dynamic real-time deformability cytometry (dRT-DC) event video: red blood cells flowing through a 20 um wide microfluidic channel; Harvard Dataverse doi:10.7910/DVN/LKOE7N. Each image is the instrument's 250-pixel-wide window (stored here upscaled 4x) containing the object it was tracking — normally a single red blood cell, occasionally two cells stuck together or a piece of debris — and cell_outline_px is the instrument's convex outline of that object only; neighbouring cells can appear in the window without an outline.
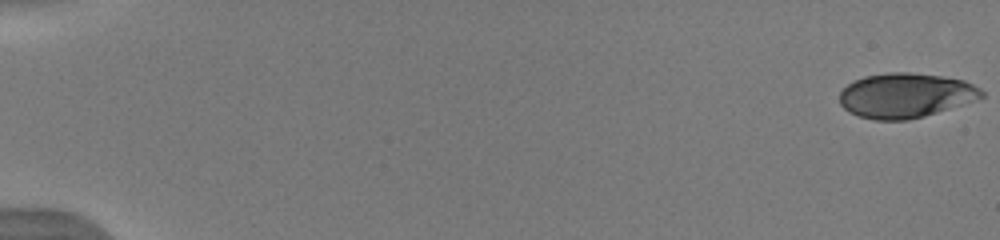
{"species": "human", "species_latin": "Homo sapiens", "temperature_condition": "warm", "stored_images_in_passage": 20, "camera_frame_rate_fps": 3000, "um_per_image_px": 0.085, "donor": {"sex": "male"}, "frame": {"image": 1, "passage_image": 1, "time_ms": 0.0, "image_size_px": [1000, 240], "cell_outline_px": [[984, 96], [924, 116], [908, 120], [872, 120], [848, 112], [840, 104], [840, 92], [848, 84], [864, 76], [888, 72], [912, 72], [940, 76], [964, 80], [980, 88], [984, 92]], "centroid_in_image_um": [76.93, 8.1], "position_along_channel_um": 8.1, "area_um2": 36.7}}
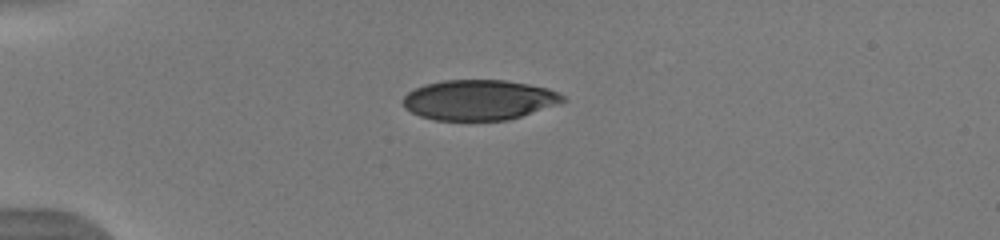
{"frame": {"image": 2, "passage_image": 11, "time_ms": 3.333, "image_size_px": [1000, 240], "cell_outline_px": [[568, 100], [508, 120], [432, 120], [420, 116], [404, 108], [400, 100], [408, 92], [424, 84], [444, 80], [504, 80], [528, 84], [548, 88], [564, 96]], "centroid_in_image_um": [40.66, 8.49], "position_along_channel_um": 44.3, "area_um2": 37.4}}
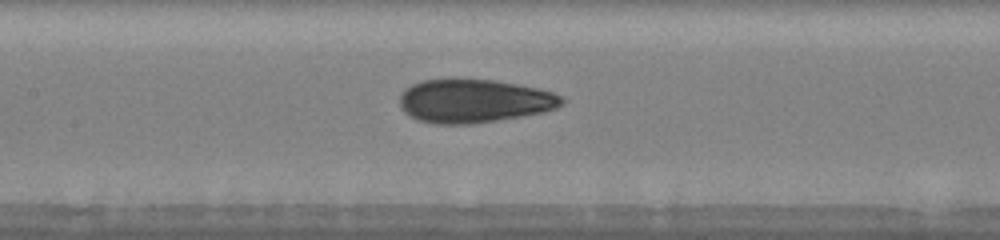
{"frame": {"image": 3, "passage_image": 17, "time_ms": 5.333, "image_size_px": [1000, 240], "cell_outline_px": [[564, 104], [556, 108], [544, 112], [472, 124], [436, 124], [416, 120], [408, 116], [400, 108], [400, 96], [404, 88], [420, 80], [452, 76], [496, 80], [540, 88], [564, 96]], "centroid_in_image_um": [40.25, 8.54], "position_along_channel_um": 167.1, "area_um2": 42.37}}